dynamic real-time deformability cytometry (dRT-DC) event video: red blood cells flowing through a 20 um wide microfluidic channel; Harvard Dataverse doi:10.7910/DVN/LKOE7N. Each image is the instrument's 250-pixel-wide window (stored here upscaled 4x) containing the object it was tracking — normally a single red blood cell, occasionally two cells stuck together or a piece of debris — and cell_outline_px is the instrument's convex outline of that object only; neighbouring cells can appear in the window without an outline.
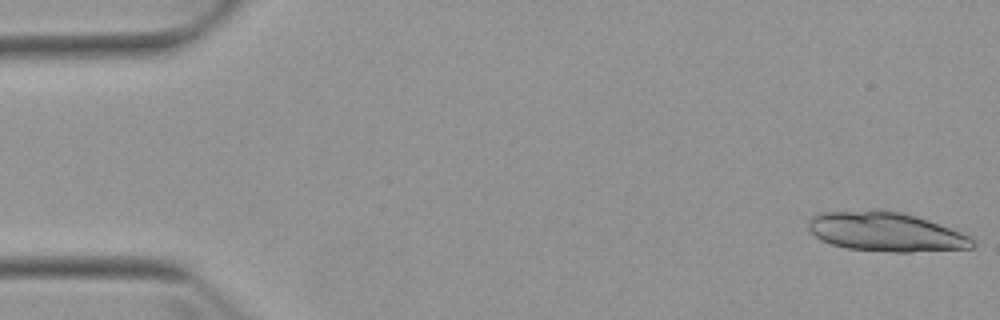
{"species": "Egyptian fruit bat (a non-hibernating species)", "species_latin": "Rousettus aegyptiacus", "temperature_condition": "warm", "stored_images_in_passage": 9, "camera_frame_rate_fps": 3000, "um_per_image_px": 0.085, "animal": {"sex": "female"}, "frame": {"image": 1, "passage_image": 1, "time_ms": 0.0, "image_size_px": [1000, 320], "cell_outline_px": [[976, 244], [972, 248], [908, 252], [892, 252], [848, 248], [832, 244], [820, 240], [808, 228], [808, 220], [812, 216], [820, 212], [900, 212], [928, 220], [972, 236], [976, 240]], "centroid_in_image_um": [75.34, 19.74], "position_along_channel_um": 9.7, "area_um2": 36.76}}
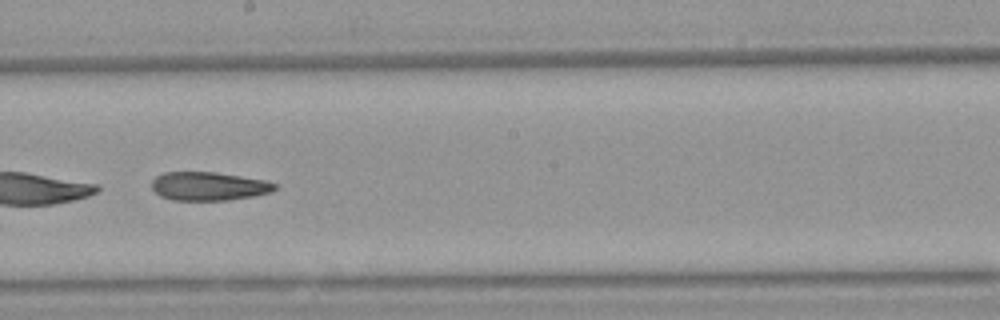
{"frame": {"image": 2, "passage_image": 9, "time_ms": 9.333, "image_size_px": [1000, 320], "cell_outline_px": [[276, 188], [272, 192], [256, 196], [228, 200], [172, 200], [160, 196], [152, 188], [152, 180], [156, 176], [164, 172], [216, 172], [264, 180], [276, 184]], "centroid_in_image_um": [17.74, 15.83], "position_along_channel_um": 230.5, "area_um2": 20.52}}